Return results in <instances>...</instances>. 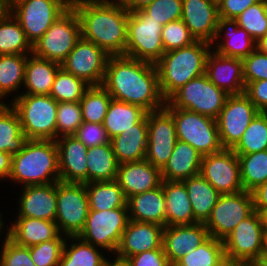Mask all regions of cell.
I'll return each mask as SVG.
<instances>
[{"label":"cell","mask_w":267,"mask_h":266,"mask_svg":"<svg viewBox=\"0 0 267 266\" xmlns=\"http://www.w3.org/2000/svg\"><path fill=\"white\" fill-rule=\"evenodd\" d=\"M102 86L113 99L138 105L147 112L166 105L154 63L124 55L109 56Z\"/></svg>","instance_id":"6da1fadb"},{"label":"cell","mask_w":267,"mask_h":266,"mask_svg":"<svg viewBox=\"0 0 267 266\" xmlns=\"http://www.w3.org/2000/svg\"><path fill=\"white\" fill-rule=\"evenodd\" d=\"M81 37L109 56L125 55L129 11L112 0H91L74 7Z\"/></svg>","instance_id":"7a4b0ae2"},{"label":"cell","mask_w":267,"mask_h":266,"mask_svg":"<svg viewBox=\"0 0 267 266\" xmlns=\"http://www.w3.org/2000/svg\"><path fill=\"white\" fill-rule=\"evenodd\" d=\"M8 180L19 184L20 187L60 181L56 141L29 139L24 148L13 155Z\"/></svg>","instance_id":"3957f363"},{"label":"cell","mask_w":267,"mask_h":266,"mask_svg":"<svg viewBox=\"0 0 267 266\" xmlns=\"http://www.w3.org/2000/svg\"><path fill=\"white\" fill-rule=\"evenodd\" d=\"M211 43L196 40L191 45L165 52L155 63L159 86L167 100L187 82L205 74Z\"/></svg>","instance_id":"277c9868"},{"label":"cell","mask_w":267,"mask_h":266,"mask_svg":"<svg viewBox=\"0 0 267 266\" xmlns=\"http://www.w3.org/2000/svg\"><path fill=\"white\" fill-rule=\"evenodd\" d=\"M6 101L17 111L28 139L56 140L58 102L50 95L21 94Z\"/></svg>","instance_id":"5b68a950"},{"label":"cell","mask_w":267,"mask_h":266,"mask_svg":"<svg viewBox=\"0 0 267 266\" xmlns=\"http://www.w3.org/2000/svg\"><path fill=\"white\" fill-rule=\"evenodd\" d=\"M229 95L204 74L175 91L164 108H179L217 119Z\"/></svg>","instance_id":"8992f818"},{"label":"cell","mask_w":267,"mask_h":266,"mask_svg":"<svg viewBox=\"0 0 267 266\" xmlns=\"http://www.w3.org/2000/svg\"><path fill=\"white\" fill-rule=\"evenodd\" d=\"M165 109L173 116L177 139L191 145L202 157L224 149L216 119L186 109Z\"/></svg>","instance_id":"52a82bcc"},{"label":"cell","mask_w":267,"mask_h":266,"mask_svg":"<svg viewBox=\"0 0 267 266\" xmlns=\"http://www.w3.org/2000/svg\"><path fill=\"white\" fill-rule=\"evenodd\" d=\"M162 28L163 25L150 19L143 9L129 12L124 56L155 64L165 53Z\"/></svg>","instance_id":"ba28073f"},{"label":"cell","mask_w":267,"mask_h":266,"mask_svg":"<svg viewBox=\"0 0 267 266\" xmlns=\"http://www.w3.org/2000/svg\"><path fill=\"white\" fill-rule=\"evenodd\" d=\"M80 38L77 12L68 8L32 46V54L61 64Z\"/></svg>","instance_id":"9c48e42d"},{"label":"cell","mask_w":267,"mask_h":266,"mask_svg":"<svg viewBox=\"0 0 267 266\" xmlns=\"http://www.w3.org/2000/svg\"><path fill=\"white\" fill-rule=\"evenodd\" d=\"M128 221L127 207L102 211L89 210L84 229L78 237L105 250L108 257L113 256L117 251Z\"/></svg>","instance_id":"30bf717a"},{"label":"cell","mask_w":267,"mask_h":266,"mask_svg":"<svg viewBox=\"0 0 267 266\" xmlns=\"http://www.w3.org/2000/svg\"><path fill=\"white\" fill-rule=\"evenodd\" d=\"M55 222L61 234L78 236L89 212L86 183L56 182Z\"/></svg>","instance_id":"8fae6325"},{"label":"cell","mask_w":267,"mask_h":266,"mask_svg":"<svg viewBox=\"0 0 267 266\" xmlns=\"http://www.w3.org/2000/svg\"><path fill=\"white\" fill-rule=\"evenodd\" d=\"M253 212L251 192L243 190L235 194H221L204 224L210 236L224 240L242 220Z\"/></svg>","instance_id":"7c38bea8"},{"label":"cell","mask_w":267,"mask_h":266,"mask_svg":"<svg viewBox=\"0 0 267 266\" xmlns=\"http://www.w3.org/2000/svg\"><path fill=\"white\" fill-rule=\"evenodd\" d=\"M68 7L61 0H26L10 12L33 46Z\"/></svg>","instance_id":"4fadbf2b"},{"label":"cell","mask_w":267,"mask_h":266,"mask_svg":"<svg viewBox=\"0 0 267 266\" xmlns=\"http://www.w3.org/2000/svg\"><path fill=\"white\" fill-rule=\"evenodd\" d=\"M258 113L259 110L244 93L229 95L216 119L222 147L232 149Z\"/></svg>","instance_id":"5bb4252c"},{"label":"cell","mask_w":267,"mask_h":266,"mask_svg":"<svg viewBox=\"0 0 267 266\" xmlns=\"http://www.w3.org/2000/svg\"><path fill=\"white\" fill-rule=\"evenodd\" d=\"M108 58L109 55L103 49L81 37L61 67L90 86H101Z\"/></svg>","instance_id":"9a60e30c"},{"label":"cell","mask_w":267,"mask_h":266,"mask_svg":"<svg viewBox=\"0 0 267 266\" xmlns=\"http://www.w3.org/2000/svg\"><path fill=\"white\" fill-rule=\"evenodd\" d=\"M147 126L148 142L145 159L162 170L178 140L173 116L165 108L147 112Z\"/></svg>","instance_id":"2e32d148"},{"label":"cell","mask_w":267,"mask_h":266,"mask_svg":"<svg viewBox=\"0 0 267 266\" xmlns=\"http://www.w3.org/2000/svg\"><path fill=\"white\" fill-rule=\"evenodd\" d=\"M262 232L259 216L254 211L223 240L225 258L253 264L262 256Z\"/></svg>","instance_id":"e0dca14e"},{"label":"cell","mask_w":267,"mask_h":266,"mask_svg":"<svg viewBox=\"0 0 267 266\" xmlns=\"http://www.w3.org/2000/svg\"><path fill=\"white\" fill-rule=\"evenodd\" d=\"M200 175L220 194H235L244 190L239 158L232 149L203 156Z\"/></svg>","instance_id":"ac0fdd59"},{"label":"cell","mask_w":267,"mask_h":266,"mask_svg":"<svg viewBox=\"0 0 267 266\" xmlns=\"http://www.w3.org/2000/svg\"><path fill=\"white\" fill-rule=\"evenodd\" d=\"M163 229V226L155 223L129 220L114 258L126 261L145 251L163 249Z\"/></svg>","instance_id":"d6986e66"},{"label":"cell","mask_w":267,"mask_h":266,"mask_svg":"<svg viewBox=\"0 0 267 266\" xmlns=\"http://www.w3.org/2000/svg\"><path fill=\"white\" fill-rule=\"evenodd\" d=\"M181 19L195 40L212 44L219 19L217 0H182Z\"/></svg>","instance_id":"ffe728a7"},{"label":"cell","mask_w":267,"mask_h":266,"mask_svg":"<svg viewBox=\"0 0 267 266\" xmlns=\"http://www.w3.org/2000/svg\"><path fill=\"white\" fill-rule=\"evenodd\" d=\"M205 75L228 95H239L245 91L243 60L227 57L211 49L206 60Z\"/></svg>","instance_id":"44dd1931"},{"label":"cell","mask_w":267,"mask_h":266,"mask_svg":"<svg viewBox=\"0 0 267 266\" xmlns=\"http://www.w3.org/2000/svg\"><path fill=\"white\" fill-rule=\"evenodd\" d=\"M210 237L205 224L198 222L191 225L165 226L162 247L171 266H174L186 253Z\"/></svg>","instance_id":"7402d4cb"},{"label":"cell","mask_w":267,"mask_h":266,"mask_svg":"<svg viewBox=\"0 0 267 266\" xmlns=\"http://www.w3.org/2000/svg\"><path fill=\"white\" fill-rule=\"evenodd\" d=\"M18 195L16 217L55 221L57 213L56 182L46 185H27Z\"/></svg>","instance_id":"603a6c76"},{"label":"cell","mask_w":267,"mask_h":266,"mask_svg":"<svg viewBox=\"0 0 267 266\" xmlns=\"http://www.w3.org/2000/svg\"><path fill=\"white\" fill-rule=\"evenodd\" d=\"M116 181L128 199L159 187L162 184L161 170L146 159L125 162L118 166Z\"/></svg>","instance_id":"cb8c5ba5"},{"label":"cell","mask_w":267,"mask_h":266,"mask_svg":"<svg viewBox=\"0 0 267 266\" xmlns=\"http://www.w3.org/2000/svg\"><path fill=\"white\" fill-rule=\"evenodd\" d=\"M55 141L58 149L60 181L87 183L88 147L73 135L58 137Z\"/></svg>","instance_id":"d4e9b609"},{"label":"cell","mask_w":267,"mask_h":266,"mask_svg":"<svg viewBox=\"0 0 267 266\" xmlns=\"http://www.w3.org/2000/svg\"><path fill=\"white\" fill-rule=\"evenodd\" d=\"M211 46L221 55L243 59L256 49V41L245 29L238 27L236 19L219 17Z\"/></svg>","instance_id":"484cf974"},{"label":"cell","mask_w":267,"mask_h":266,"mask_svg":"<svg viewBox=\"0 0 267 266\" xmlns=\"http://www.w3.org/2000/svg\"><path fill=\"white\" fill-rule=\"evenodd\" d=\"M9 223V239L23 247H31L52 239H66L55 221L14 217Z\"/></svg>","instance_id":"4316f807"},{"label":"cell","mask_w":267,"mask_h":266,"mask_svg":"<svg viewBox=\"0 0 267 266\" xmlns=\"http://www.w3.org/2000/svg\"><path fill=\"white\" fill-rule=\"evenodd\" d=\"M129 220L166 226V207L162 184L127 199Z\"/></svg>","instance_id":"83f0119b"},{"label":"cell","mask_w":267,"mask_h":266,"mask_svg":"<svg viewBox=\"0 0 267 266\" xmlns=\"http://www.w3.org/2000/svg\"><path fill=\"white\" fill-rule=\"evenodd\" d=\"M148 142L147 115L131 129L111 139L119 164L145 159Z\"/></svg>","instance_id":"f1b7e54d"},{"label":"cell","mask_w":267,"mask_h":266,"mask_svg":"<svg viewBox=\"0 0 267 266\" xmlns=\"http://www.w3.org/2000/svg\"><path fill=\"white\" fill-rule=\"evenodd\" d=\"M166 207V226L198 223L183 181L162 180Z\"/></svg>","instance_id":"f546056e"},{"label":"cell","mask_w":267,"mask_h":266,"mask_svg":"<svg viewBox=\"0 0 267 266\" xmlns=\"http://www.w3.org/2000/svg\"><path fill=\"white\" fill-rule=\"evenodd\" d=\"M202 156L188 143L177 140L173 152L161 170L162 180L183 181L200 174Z\"/></svg>","instance_id":"4dcf8cb0"},{"label":"cell","mask_w":267,"mask_h":266,"mask_svg":"<svg viewBox=\"0 0 267 266\" xmlns=\"http://www.w3.org/2000/svg\"><path fill=\"white\" fill-rule=\"evenodd\" d=\"M61 64L30 54L27 56L24 85L21 94L49 95Z\"/></svg>","instance_id":"1f68e13d"},{"label":"cell","mask_w":267,"mask_h":266,"mask_svg":"<svg viewBox=\"0 0 267 266\" xmlns=\"http://www.w3.org/2000/svg\"><path fill=\"white\" fill-rule=\"evenodd\" d=\"M106 251L89 244L78 236H67L59 266H105L111 257Z\"/></svg>","instance_id":"d6a6232c"},{"label":"cell","mask_w":267,"mask_h":266,"mask_svg":"<svg viewBox=\"0 0 267 266\" xmlns=\"http://www.w3.org/2000/svg\"><path fill=\"white\" fill-rule=\"evenodd\" d=\"M183 182L191 201L195 219L205 223L221 194L200 174L191 176Z\"/></svg>","instance_id":"836d02e7"},{"label":"cell","mask_w":267,"mask_h":266,"mask_svg":"<svg viewBox=\"0 0 267 266\" xmlns=\"http://www.w3.org/2000/svg\"><path fill=\"white\" fill-rule=\"evenodd\" d=\"M147 115V111L138 105L111 99L103 126L110 139L131 129Z\"/></svg>","instance_id":"e575fe53"},{"label":"cell","mask_w":267,"mask_h":266,"mask_svg":"<svg viewBox=\"0 0 267 266\" xmlns=\"http://www.w3.org/2000/svg\"><path fill=\"white\" fill-rule=\"evenodd\" d=\"M28 140L17 111L10 103H0V152L18 154Z\"/></svg>","instance_id":"d590c367"},{"label":"cell","mask_w":267,"mask_h":266,"mask_svg":"<svg viewBox=\"0 0 267 266\" xmlns=\"http://www.w3.org/2000/svg\"><path fill=\"white\" fill-rule=\"evenodd\" d=\"M27 56L22 54L0 55V103H6L11 94L18 97L24 85ZM22 87V88H21ZM18 92V93H17Z\"/></svg>","instance_id":"8d00e7d4"},{"label":"cell","mask_w":267,"mask_h":266,"mask_svg":"<svg viewBox=\"0 0 267 266\" xmlns=\"http://www.w3.org/2000/svg\"><path fill=\"white\" fill-rule=\"evenodd\" d=\"M119 163L112 144L89 147L87 152V183L116 180Z\"/></svg>","instance_id":"74e56055"},{"label":"cell","mask_w":267,"mask_h":266,"mask_svg":"<svg viewBox=\"0 0 267 266\" xmlns=\"http://www.w3.org/2000/svg\"><path fill=\"white\" fill-rule=\"evenodd\" d=\"M89 210L127 207V198L116 180L86 183Z\"/></svg>","instance_id":"f35d334b"},{"label":"cell","mask_w":267,"mask_h":266,"mask_svg":"<svg viewBox=\"0 0 267 266\" xmlns=\"http://www.w3.org/2000/svg\"><path fill=\"white\" fill-rule=\"evenodd\" d=\"M32 54V46L28 42L19 21L6 11L0 18V55Z\"/></svg>","instance_id":"ab89813d"},{"label":"cell","mask_w":267,"mask_h":266,"mask_svg":"<svg viewBox=\"0 0 267 266\" xmlns=\"http://www.w3.org/2000/svg\"><path fill=\"white\" fill-rule=\"evenodd\" d=\"M232 150L236 155H246L267 150V113L259 112L254 117Z\"/></svg>","instance_id":"60d3db41"},{"label":"cell","mask_w":267,"mask_h":266,"mask_svg":"<svg viewBox=\"0 0 267 266\" xmlns=\"http://www.w3.org/2000/svg\"><path fill=\"white\" fill-rule=\"evenodd\" d=\"M237 156L241 182L245 191L251 192L267 181V150Z\"/></svg>","instance_id":"b9f144b4"},{"label":"cell","mask_w":267,"mask_h":266,"mask_svg":"<svg viewBox=\"0 0 267 266\" xmlns=\"http://www.w3.org/2000/svg\"><path fill=\"white\" fill-rule=\"evenodd\" d=\"M225 259L223 240L210 236L174 266H220Z\"/></svg>","instance_id":"7bdbcfd3"},{"label":"cell","mask_w":267,"mask_h":266,"mask_svg":"<svg viewBox=\"0 0 267 266\" xmlns=\"http://www.w3.org/2000/svg\"><path fill=\"white\" fill-rule=\"evenodd\" d=\"M111 99V95L102 85L90 86L79 101L83 121L102 124Z\"/></svg>","instance_id":"ee69618b"},{"label":"cell","mask_w":267,"mask_h":266,"mask_svg":"<svg viewBox=\"0 0 267 266\" xmlns=\"http://www.w3.org/2000/svg\"><path fill=\"white\" fill-rule=\"evenodd\" d=\"M90 87L83 79L65 71L62 67L58 70L50 96L59 102L80 101L84 92Z\"/></svg>","instance_id":"f6af8a7d"},{"label":"cell","mask_w":267,"mask_h":266,"mask_svg":"<svg viewBox=\"0 0 267 266\" xmlns=\"http://www.w3.org/2000/svg\"><path fill=\"white\" fill-rule=\"evenodd\" d=\"M56 117V139L74 135L83 123L80 102H59Z\"/></svg>","instance_id":"bcb514c9"},{"label":"cell","mask_w":267,"mask_h":266,"mask_svg":"<svg viewBox=\"0 0 267 266\" xmlns=\"http://www.w3.org/2000/svg\"><path fill=\"white\" fill-rule=\"evenodd\" d=\"M236 20L238 27L245 29L256 42L267 34V15L262 1L248 7Z\"/></svg>","instance_id":"7dc6e473"},{"label":"cell","mask_w":267,"mask_h":266,"mask_svg":"<svg viewBox=\"0 0 267 266\" xmlns=\"http://www.w3.org/2000/svg\"><path fill=\"white\" fill-rule=\"evenodd\" d=\"M161 37L165 52L189 46L196 41L182 19L164 25Z\"/></svg>","instance_id":"c3c4849f"},{"label":"cell","mask_w":267,"mask_h":266,"mask_svg":"<svg viewBox=\"0 0 267 266\" xmlns=\"http://www.w3.org/2000/svg\"><path fill=\"white\" fill-rule=\"evenodd\" d=\"M66 239H52L29 247L30 256L36 266H59Z\"/></svg>","instance_id":"681fc988"},{"label":"cell","mask_w":267,"mask_h":266,"mask_svg":"<svg viewBox=\"0 0 267 266\" xmlns=\"http://www.w3.org/2000/svg\"><path fill=\"white\" fill-rule=\"evenodd\" d=\"M143 10L161 25L176 21L182 17V0H154Z\"/></svg>","instance_id":"f907efd6"},{"label":"cell","mask_w":267,"mask_h":266,"mask_svg":"<svg viewBox=\"0 0 267 266\" xmlns=\"http://www.w3.org/2000/svg\"><path fill=\"white\" fill-rule=\"evenodd\" d=\"M243 78L245 83L267 79V55L255 49L243 59Z\"/></svg>","instance_id":"816d5d0a"},{"label":"cell","mask_w":267,"mask_h":266,"mask_svg":"<svg viewBox=\"0 0 267 266\" xmlns=\"http://www.w3.org/2000/svg\"><path fill=\"white\" fill-rule=\"evenodd\" d=\"M73 136L88 148L111 143L106 129L99 123L83 121Z\"/></svg>","instance_id":"f5cc1de1"},{"label":"cell","mask_w":267,"mask_h":266,"mask_svg":"<svg viewBox=\"0 0 267 266\" xmlns=\"http://www.w3.org/2000/svg\"><path fill=\"white\" fill-rule=\"evenodd\" d=\"M0 266H36L31 259L29 247L15 244L8 239L0 250Z\"/></svg>","instance_id":"db71d44e"},{"label":"cell","mask_w":267,"mask_h":266,"mask_svg":"<svg viewBox=\"0 0 267 266\" xmlns=\"http://www.w3.org/2000/svg\"><path fill=\"white\" fill-rule=\"evenodd\" d=\"M129 266H171L163 249L145 251L129 257L126 260Z\"/></svg>","instance_id":"11a10c76"},{"label":"cell","mask_w":267,"mask_h":266,"mask_svg":"<svg viewBox=\"0 0 267 266\" xmlns=\"http://www.w3.org/2000/svg\"><path fill=\"white\" fill-rule=\"evenodd\" d=\"M244 94L253 102L259 112L267 113V79L245 83Z\"/></svg>","instance_id":"9f6ffc18"},{"label":"cell","mask_w":267,"mask_h":266,"mask_svg":"<svg viewBox=\"0 0 267 266\" xmlns=\"http://www.w3.org/2000/svg\"><path fill=\"white\" fill-rule=\"evenodd\" d=\"M261 0H217L219 17L236 19L248 7Z\"/></svg>","instance_id":"6f0895ef"},{"label":"cell","mask_w":267,"mask_h":266,"mask_svg":"<svg viewBox=\"0 0 267 266\" xmlns=\"http://www.w3.org/2000/svg\"><path fill=\"white\" fill-rule=\"evenodd\" d=\"M254 209L267 208V181L251 191Z\"/></svg>","instance_id":"680465c9"},{"label":"cell","mask_w":267,"mask_h":266,"mask_svg":"<svg viewBox=\"0 0 267 266\" xmlns=\"http://www.w3.org/2000/svg\"><path fill=\"white\" fill-rule=\"evenodd\" d=\"M12 155L6 152H0V180L7 181L12 168Z\"/></svg>","instance_id":"91938a15"},{"label":"cell","mask_w":267,"mask_h":266,"mask_svg":"<svg viewBox=\"0 0 267 266\" xmlns=\"http://www.w3.org/2000/svg\"><path fill=\"white\" fill-rule=\"evenodd\" d=\"M112 1H115L119 4H121L129 12H135L138 10H142L147 5L152 3L154 0H112Z\"/></svg>","instance_id":"94428289"},{"label":"cell","mask_w":267,"mask_h":266,"mask_svg":"<svg viewBox=\"0 0 267 266\" xmlns=\"http://www.w3.org/2000/svg\"><path fill=\"white\" fill-rule=\"evenodd\" d=\"M3 220H5V219H3V215H2V212L0 213V242H1V245H0V247H2L6 242H7V240L9 239V226L7 225L6 226V228H5V221H3ZM5 228V229H4ZM6 233H5V232ZM4 233V235H1V234H3ZM6 234V235H5ZM4 236V237H3ZM1 237H3L2 238V240H1ZM4 240V241H3Z\"/></svg>","instance_id":"6125c7cd"},{"label":"cell","mask_w":267,"mask_h":266,"mask_svg":"<svg viewBox=\"0 0 267 266\" xmlns=\"http://www.w3.org/2000/svg\"><path fill=\"white\" fill-rule=\"evenodd\" d=\"M257 212L262 229H267V208L254 209Z\"/></svg>","instance_id":"be15d7a7"},{"label":"cell","mask_w":267,"mask_h":266,"mask_svg":"<svg viewBox=\"0 0 267 266\" xmlns=\"http://www.w3.org/2000/svg\"><path fill=\"white\" fill-rule=\"evenodd\" d=\"M256 49L267 55V34L256 42Z\"/></svg>","instance_id":"e7e4bbea"},{"label":"cell","mask_w":267,"mask_h":266,"mask_svg":"<svg viewBox=\"0 0 267 266\" xmlns=\"http://www.w3.org/2000/svg\"><path fill=\"white\" fill-rule=\"evenodd\" d=\"M220 266H252V264L243 261H231L225 259Z\"/></svg>","instance_id":"03108f58"},{"label":"cell","mask_w":267,"mask_h":266,"mask_svg":"<svg viewBox=\"0 0 267 266\" xmlns=\"http://www.w3.org/2000/svg\"><path fill=\"white\" fill-rule=\"evenodd\" d=\"M26 0H4L6 11H11L17 4H20Z\"/></svg>","instance_id":"003e7915"},{"label":"cell","mask_w":267,"mask_h":266,"mask_svg":"<svg viewBox=\"0 0 267 266\" xmlns=\"http://www.w3.org/2000/svg\"><path fill=\"white\" fill-rule=\"evenodd\" d=\"M111 258L112 260L109 259L105 266H129L126 261L118 260L116 258H113V256H111Z\"/></svg>","instance_id":"a7ac6f4b"},{"label":"cell","mask_w":267,"mask_h":266,"mask_svg":"<svg viewBox=\"0 0 267 266\" xmlns=\"http://www.w3.org/2000/svg\"><path fill=\"white\" fill-rule=\"evenodd\" d=\"M262 256H267V229L262 232Z\"/></svg>","instance_id":"89a4df30"},{"label":"cell","mask_w":267,"mask_h":266,"mask_svg":"<svg viewBox=\"0 0 267 266\" xmlns=\"http://www.w3.org/2000/svg\"><path fill=\"white\" fill-rule=\"evenodd\" d=\"M89 1H91V0H65V5L68 8H74L77 5L84 4V3H87Z\"/></svg>","instance_id":"2644e50d"},{"label":"cell","mask_w":267,"mask_h":266,"mask_svg":"<svg viewBox=\"0 0 267 266\" xmlns=\"http://www.w3.org/2000/svg\"><path fill=\"white\" fill-rule=\"evenodd\" d=\"M252 266H267V256H261L252 264Z\"/></svg>","instance_id":"8c879c8a"},{"label":"cell","mask_w":267,"mask_h":266,"mask_svg":"<svg viewBox=\"0 0 267 266\" xmlns=\"http://www.w3.org/2000/svg\"><path fill=\"white\" fill-rule=\"evenodd\" d=\"M6 12V8L4 5V0H0V18L4 15Z\"/></svg>","instance_id":"753ad0ef"},{"label":"cell","mask_w":267,"mask_h":266,"mask_svg":"<svg viewBox=\"0 0 267 266\" xmlns=\"http://www.w3.org/2000/svg\"><path fill=\"white\" fill-rule=\"evenodd\" d=\"M263 5H264V9H265V13L267 15V0H261Z\"/></svg>","instance_id":"34e18365"}]
</instances>
